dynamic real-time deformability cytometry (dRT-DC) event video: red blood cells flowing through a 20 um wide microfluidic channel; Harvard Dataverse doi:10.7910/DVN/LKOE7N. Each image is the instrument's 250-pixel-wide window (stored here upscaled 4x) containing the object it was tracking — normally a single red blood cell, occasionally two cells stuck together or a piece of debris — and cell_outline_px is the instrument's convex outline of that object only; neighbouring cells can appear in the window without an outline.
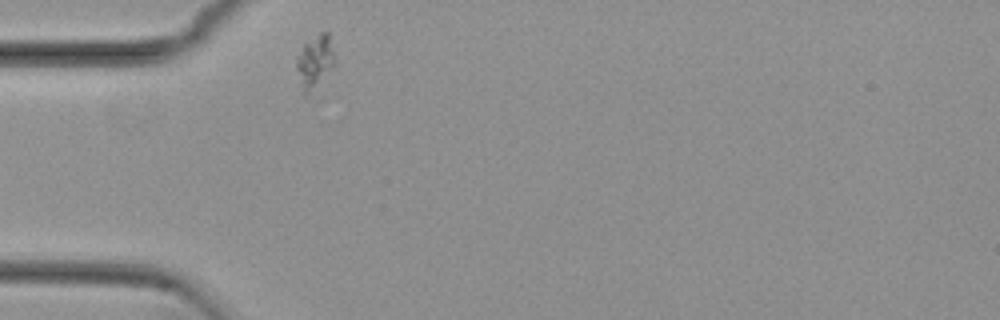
{"species": "common noctule bat (a hibernating species)", "species_latin": "Nyctalus noctula", "temperature_condition": "cold", "stored_images_in_passage": 3, "camera_frame_rate_fps": 3000, "um_per_image_px": 0.085, "animal": {"sex": "female", "body_mass_g": 29.2, "forearm_length_mm": 56.3}, "frame": {"image": 1, "passage_image": 1, "time_ms": 0.0, "image_size_px": [1000, 320], "cell_outline_px": [[336, 64], [304, 96], [300, 92], [296, 68], [296, 60], [304, 44], [320, 32], [328, 32], [336, 60]], "centroid_in_image_um": [26.75, 5.23], "position_along_channel_um": 58.3, "area_um2": 11.62}}